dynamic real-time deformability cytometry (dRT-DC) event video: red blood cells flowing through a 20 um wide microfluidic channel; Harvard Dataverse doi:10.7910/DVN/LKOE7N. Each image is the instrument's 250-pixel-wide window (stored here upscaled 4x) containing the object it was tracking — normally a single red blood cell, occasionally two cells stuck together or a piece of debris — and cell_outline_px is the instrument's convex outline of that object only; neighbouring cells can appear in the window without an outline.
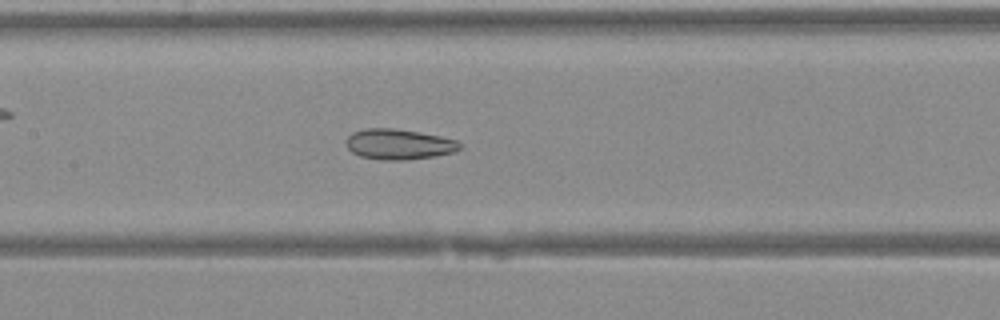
{"species": "Egyptian fruit bat (a non-hibernating species)", "species_latin": "Rousettus aegyptiacus", "temperature_condition": "warm", "stored_images_in_passage": 29, "camera_frame_rate_fps": 3000, "um_per_image_px": 0.085, "animal": {"sex": "female"}, "frame": {"image": 1, "passage_image": 8, "time_ms": 2.333, "image_size_px": [1000, 320], "cell_outline_px": [[460, 148], [452, 152], [436, 156], [408, 160], [380, 160], [360, 156], [352, 152], [348, 148], [348, 136], [352, 132], [364, 128], [392, 128], [420, 132], [440, 136], [456, 140], [460, 144]], "centroid_in_image_um": [33.89, 12.26], "position_along_channel_um": 173.5, "area_um2": 20.11}}
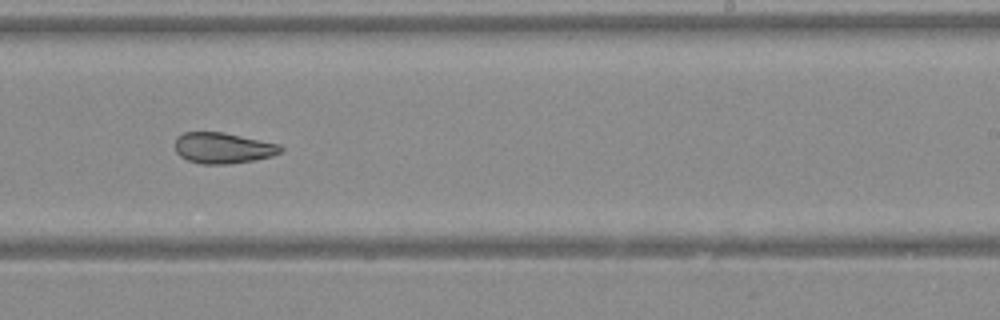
{"frame": {"image": 2, "passage_image": 14, "time_ms": 4.333, "image_size_px": [1000, 320], "cell_outline_px": [[284, 148], [280, 152], [272, 156], [252, 160], [228, 164], [200, 164], [188, 160], [180, 156], [176, 152], [176, 136], [184, 132], [224, 132], [280, 144]], "centroid_in_image_um": [18.95, 12.57], "position_along_channel_um": 270.1, "area_um2": 19.02}}
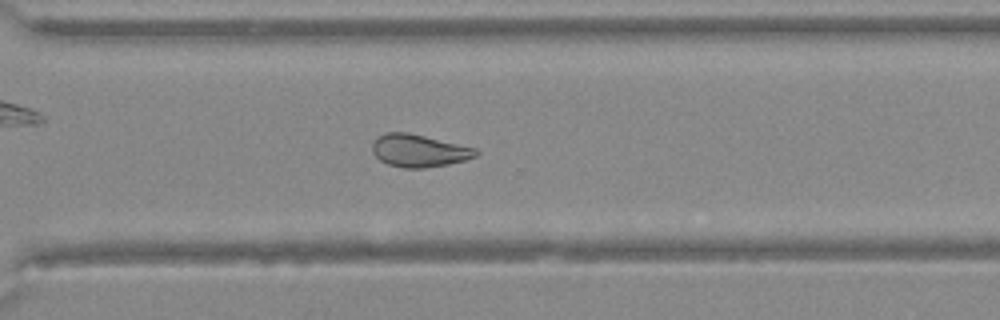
{"frame": {"image": 3, "passage_image": 18, "time_ms": 5.667, "image_size_px": [1000, 320], "cell_outline_px": [[480, 152], [476, 156], [464, 160], [448, 164], [424, 168], [400, 168], [388, 164], [380, 160], [372, 152], [372, 144], [376, 136], [384, 132], [408, 132], [476, 148]], "centroid_in_image_um": [35.58, 12.8], "position_along_channel_um": 335.0, "area_um2": 19.77}}